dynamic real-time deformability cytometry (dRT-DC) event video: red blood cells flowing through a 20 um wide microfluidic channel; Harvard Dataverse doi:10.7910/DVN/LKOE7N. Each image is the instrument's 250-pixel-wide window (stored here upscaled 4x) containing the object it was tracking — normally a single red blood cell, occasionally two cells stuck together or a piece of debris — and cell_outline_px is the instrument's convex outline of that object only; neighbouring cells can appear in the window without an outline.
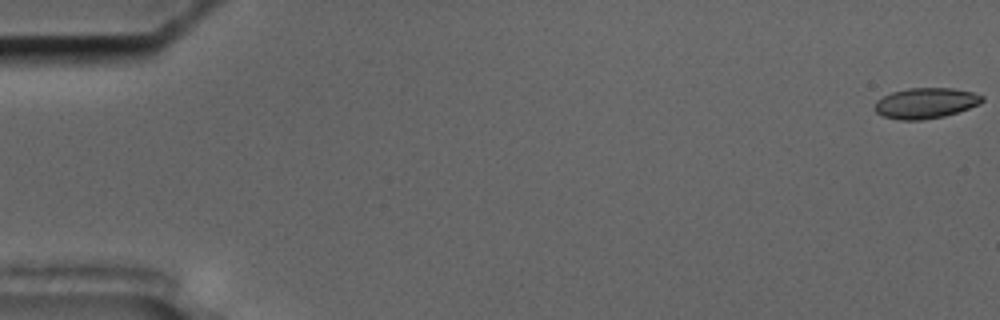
{"species": "common noctule bat (a hibernating species)", "species_latin": "Nyctalus noctula", "temperature_condition": "cold", "stored_images_in_passage": 58, "camera_frame_rate_fps": 3000, "um_per_image_px": 0.085, "animal": {"sex": "male", "body_mass_g": 17.5, "forearm_length_mm": 52.3}, "frame": {"image": 1, "passage_image": 1, "time_ms": 0.0, "image_size_px": [1000, 320], "cell_outline_px": [[984, 100], [980, 104], [944, 116], [920, 120], [900, 120], [884, 116], [876, 112], [872, 108], [876, 100], [892, 92], [908, 88], [952, 88], [972, 92], [984, 96]], "centroid_in_image_um": [78.66, 8.76], "position_along_channel_um": 6.3, "area_um2": 19.13}}
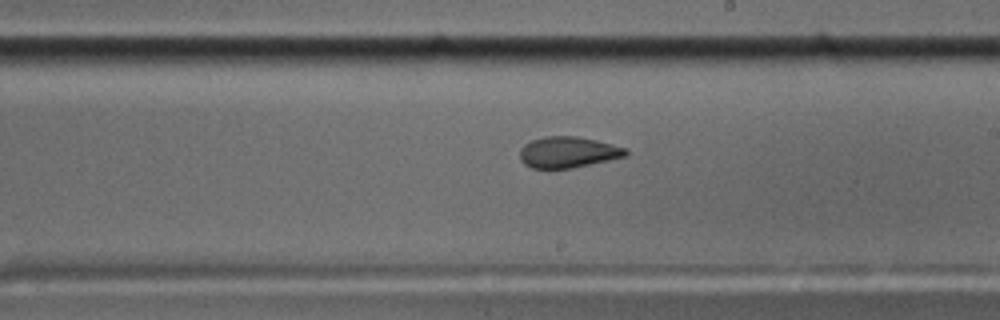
{"frame": {"image": 2, "passage_image": 34, "time_ms": 11.0, "image_size_px": [1000, 320], "cell_outline_px": [[628, 152], [624, 156], [572, 168], [532, 168], [524, 164], [520, 160], [520, 148], [524, 144], [532, 140], [544, 136], [576, 136], [596, 140], [628, 148]], "centroid_in_image_um": [48.25, 12.93], "position_along_channel_um": 240.8, "area_um2": 19.07}}
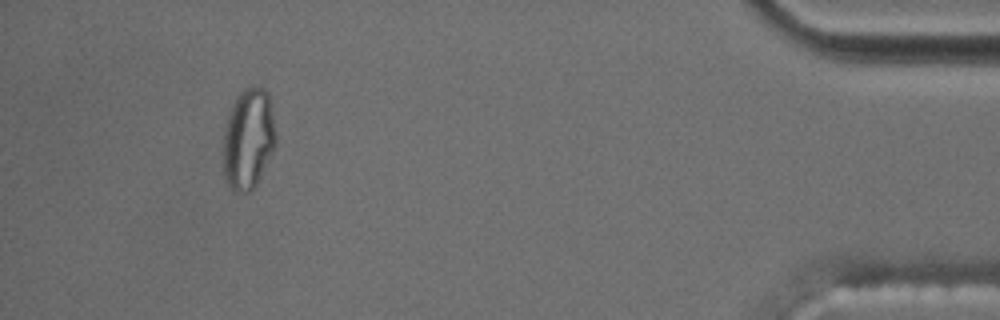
{"frame": {"image": 3, "passage_image": 54, "time_ms": 17.667, "image_size_px": [1000, 320], "cell_outline_px": [[276, 144], [256, 184], [248, 192], [232, 192], [224, 180], [224, 128], [228, 116], [236, 96], [244, 88], [252, 84], [256, 84], [264, 88], [268, 92], [276, 132]], "centroid_in_image_um": [21.11, 11.77], "position_along_channel_um": 414.1, "area_um2": 31.1}, "authors_computed_cell_mechanics": {"area_um2": 19.9699, "velocity_mm_per_s": 3.5277, "shape_relaxation_time_tau1_ms": null, "shape_relaxation_time_tau2_ms": 1.8857, "deformation_change_tau1": null, "deformation_change_tau2": 0.075}}